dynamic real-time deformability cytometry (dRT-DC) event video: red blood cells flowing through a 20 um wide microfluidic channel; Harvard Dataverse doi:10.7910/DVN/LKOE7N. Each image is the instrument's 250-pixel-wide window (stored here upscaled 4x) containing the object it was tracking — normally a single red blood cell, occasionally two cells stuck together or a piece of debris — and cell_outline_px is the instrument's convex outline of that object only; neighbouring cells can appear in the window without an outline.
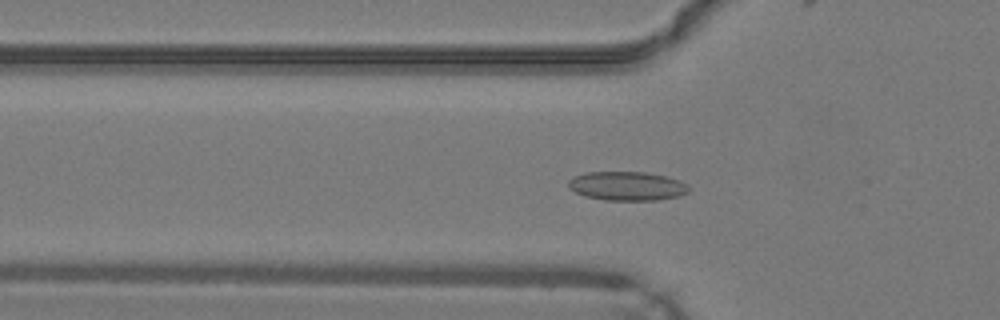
{"species": "common noctule bat (a hibernating species)", "species_latin": "Nyctalus noctula", "temperature_condition": "warm", "stored_images_in_passage": 49, "camera_frame_rate_fps": 3000, "um_per_image_px": 0.085, "animal": {"sex": "male", "body_mass_g": 19.2, "forearm_length_mm": 51.8}, "frame": {"image": 1, "passage_image": 17, "time_ms": 5.333, "image_size_px": [1000, 320], "cell_outline_px": [[688, 192], [680, 196], [656, 200], [604, 200], [584, 196], [568, 188], [568, 180], [572, 176], [584, 172], [644, 172], [668, 176], [680, 180], [688, 184]], "centroid_in_image_um": [53.28, 15.8], "position_along_channel_um": 72.5, "area_um2": 20.58}}
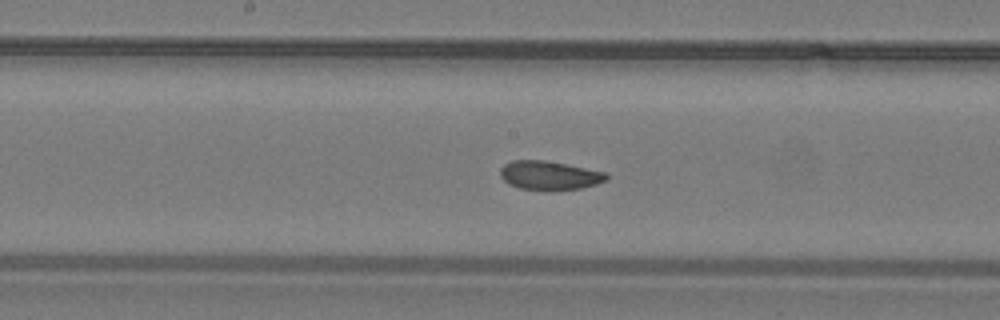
{"frame": {"image": 2, "passage_image": 26, "time_ms": 8.333, "image_size_px": [1000, 320], "cell_outline_px": [[608, 180], [596, 184], [580, 188], [548, 192], [520, 188], [508, 184], [500, 176], [500, 168], [504, 164], [512, 160], [544, 160], [568, 164], [604, 172], [608, 176]], "centroid_in_image_um": [46.68, 14.92], "position_along_channel_um": 201.5, "area_um2": 18.21}}
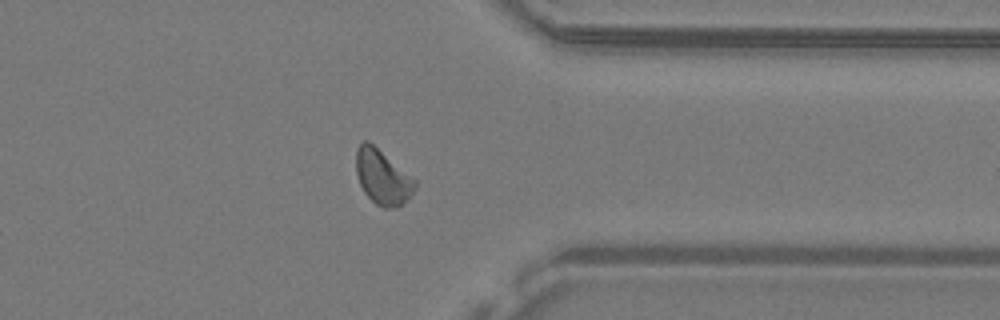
{"frame": {"image": 3, "passage_image": 39, "time_ms": 12.667, "image_size_px": [1000, 320], "cell_outline_px": [[416, 188], [412, 196], [408, 200], [396, 208], [384, 208], [376, 204], [364, 192], [360, 184], [356, 172], [356, 148], [364, 140], [368, 140], [416, 180]], "centroid_in_image_um": [32.53, 15.07], "position_along_channel_um": 378.9, "area_um2": 18.79}, "authors_computed_cell_mechanics": {"area_um2": 18.5538, "velocity_mm_per_s": 4.2639, "shape_relaxation_time_tau1_ms": 6.436, "shape_relaxation_time_tau2_ms": 2.5752, "deformation_change_tau1": 0.1073, "deformation_change_tau2": 0.0776}}